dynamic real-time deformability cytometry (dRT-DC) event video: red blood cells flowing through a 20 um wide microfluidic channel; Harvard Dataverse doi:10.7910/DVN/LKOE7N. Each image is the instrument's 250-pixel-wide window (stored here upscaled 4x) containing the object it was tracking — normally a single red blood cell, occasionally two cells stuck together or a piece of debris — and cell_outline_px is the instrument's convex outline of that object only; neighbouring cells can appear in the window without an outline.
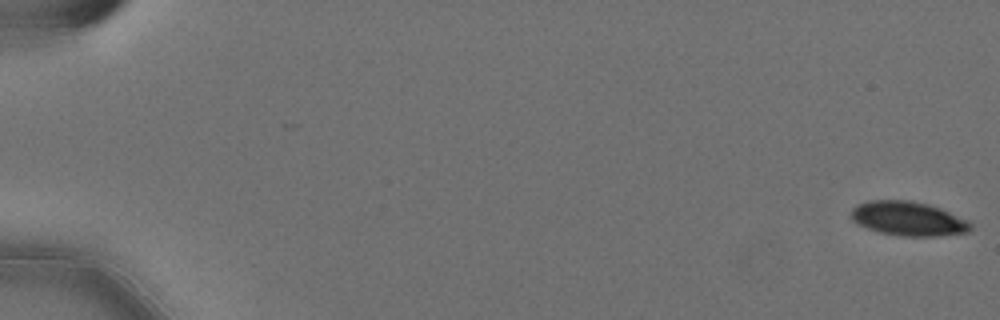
{"species": "Egyptian fruit bat (a non-hibernating species)", "species_latin": "Rousettus aegyptiacus", "temperature_condition": "cold", "stored_images_in_passage": 53, "camera_frame_rate_fps": 3000, "um_per_image_px": 0.085, "animal": {"sex": "female"}, "frame": {"image": 1, "passage_image": 1, "time_ms": 0.0, "image_size_px": [1000, 320], "cell_outline_px": [[972, 228], [968, 232], [936, 236], [900, 236], [880, 232], [868, 228], [852, 220], [852, 208], [856, 204], [868, 200], [908, 200], [928, 204], [940, 208], [968, 220], [972, 224]], "centroid_in_image_um": [77.21, 18.58], "position_along_channel_um": 7.8, "area_um2": 23.76}}
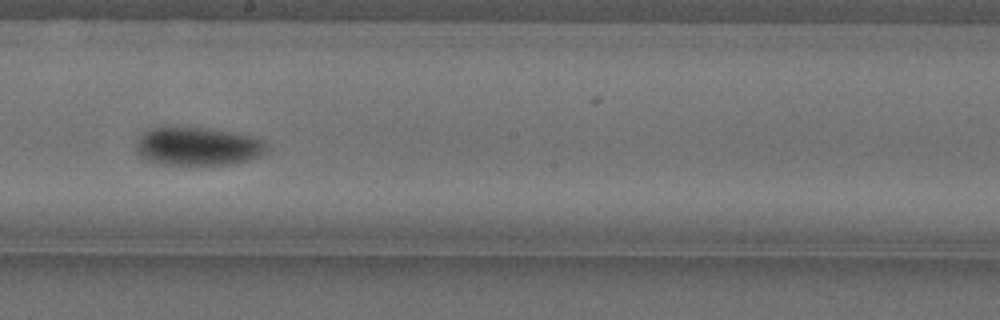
{"frame": {"image": 2, "passage_image": 34, "time_ms": 11.0, "image_size_px": [1000, 320], "cell_outline_px": [[268, 148], [264, 152], [248, 160], [228, 164], [164, 164], [148, 160], [140, 156], [136, 152], [136, 144], [140, 136], [144, 132], [152, 128], [168, 124], [212, 128], [252, 136], [264, 140]], "centroid_in_image_um": [16.76, 12.38], "position_along_channel_um": 231.4, "area_um2": 29.59}}
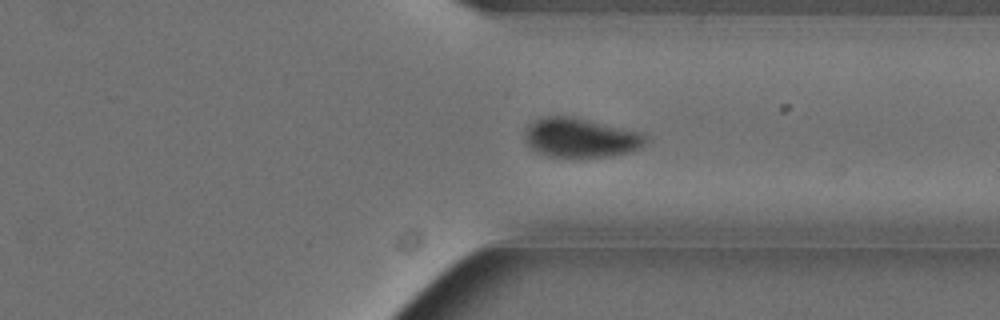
{"frame": {"image": 3, "passage_image": 45, "time_ms": 14.667, "image_size_px": [1000, 320], "cell_outline_px": [[648, 144], [632, 152], [612, 156], [548, 156], [532, 148], [524, 140], [524, 132], [528, 124], [544, 116], [576, 116], [644, 132], [648, 136]], "centroid_in_image_um": [49.44, 11.68], "position_along_channel_um": 362.0, "area_um2": 28.21}}